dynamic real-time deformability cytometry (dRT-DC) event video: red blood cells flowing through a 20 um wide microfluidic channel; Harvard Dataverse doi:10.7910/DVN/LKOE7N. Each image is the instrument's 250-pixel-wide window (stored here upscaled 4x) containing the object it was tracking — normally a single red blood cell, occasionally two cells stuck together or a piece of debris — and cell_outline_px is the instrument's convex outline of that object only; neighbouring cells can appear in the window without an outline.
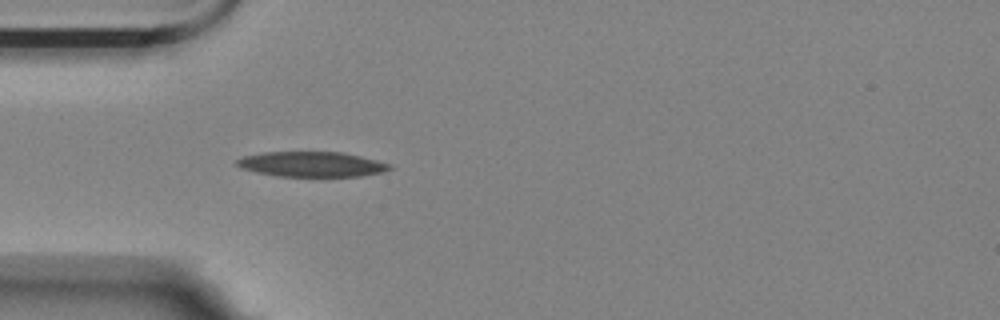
{"species": "Egyptian fruit bat (a non-hibernating species)", "species_latin": "Rousettus aegyptiacus", "temperature_condition": "room temperature", "stored_images_in_passage": 2, "camera_frame_rate_fps": 3000, "um_per_image_px": 0.085, "animal": {"sex": "female"}, "frame": {"image": 1, "passage_image": 2, "time_ms": 0.333, "image_size_px": [1000, 320], "cell_outline_px": [[392, 168], [384, 172], [360, 176], [276, 176], [256, 172], [240, 168], [236, 164], [236, 160], [244, 156], [260, 152], [344, 152], [392, 164]], "centroid_in_image_um": [26.49, 13.96], "position_along_channel_um": 58.5, "area_um2": 22.43}}